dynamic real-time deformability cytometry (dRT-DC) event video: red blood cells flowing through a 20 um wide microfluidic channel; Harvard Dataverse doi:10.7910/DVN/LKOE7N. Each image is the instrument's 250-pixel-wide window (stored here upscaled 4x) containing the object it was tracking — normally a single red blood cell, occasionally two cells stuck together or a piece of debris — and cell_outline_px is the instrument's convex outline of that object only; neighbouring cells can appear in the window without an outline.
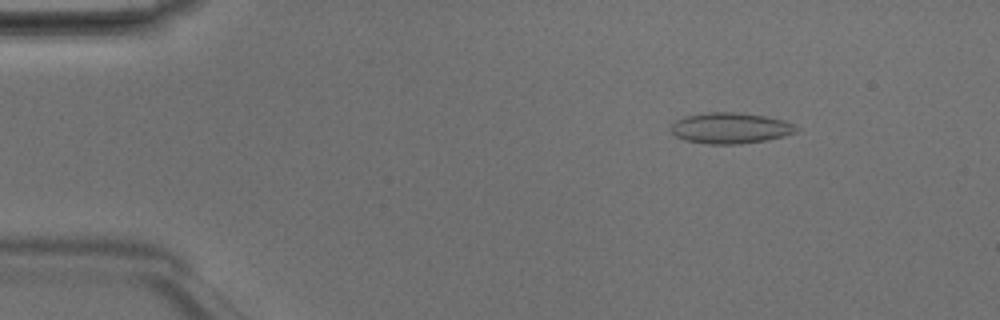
{"species": "Egyptian fruit bat (a non-hibernating species)", "species_latin": "Rousettus aegyptiacus", "temperature_condition": "room temperature", "stored_images_in_passage": 48, "camera_frame_rate_fps": 3000, "um_per_image_px": 0.085, "animal": {"sex": "male"}, "frame": {"image": 1, "passage_image": 7, "time_ms": 2.0, "image_size_px": [1000, 320], "cell_outline_px": [[800, 128], [796, 132], [784, 136], [768, 140], [740, 144], [708, 144], [684, 140], [676, 136], [668, 128], [676, 120], [684, 116], [708, 112], [736, 112], [764, 116], [784, 120]], "centroid_in_image_um": [62.07, 10.89], "position_along_channel_um": 22.9, "area_um2": 22.72}}
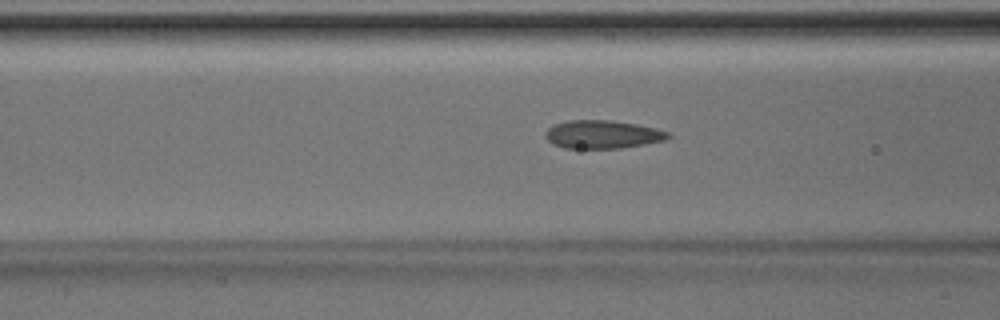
{"frame": {"image": 2, "passage_image": 19, "time_ms": 6.0, "image_size_px": [1000, 320], "cell_outline_px": [[672, 136], [664, 140], [644, 144], [620, 148], [564, 148], [552, 144], [544, 136], [544, 132], [552, 124], [568, 120], [612, 120], [636, 124], [656, 128], [668, 132]], "centroid_in_image_um": [51.17, 11.42], "position_along_channel_um": 115.4, "area_um2": 20.29}}
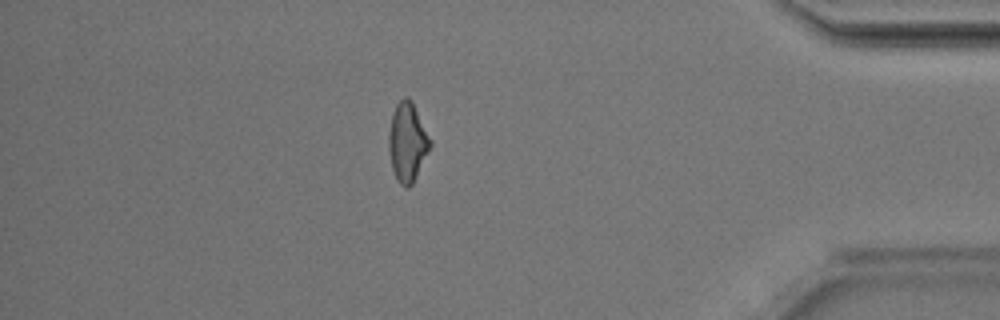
{"frame": {"image": 3, "passage_image": 42, "time_ms": 13.667, "image_size_px": [1000, 320], "cell_outline_px": [[432, 144], [412, 184], [408, 188], [404, 188], [396, 180], [392, 168], [388, 148], [388, 132], [392, 112], [396, 104], [404, 96], [408, 96], [412, 100], [432, 140]], "centroid_in_image_um": [34.62, 12.05], "position_along_channel_um": 400.6, "area_um2": 19.36}, "authors_computed_cell_mechanics": {"area_um2": 19.7387, "velocity_mm_per_s": 4.221, "shape_relaxation_time_tau1_ms": 8.0254, "shape_relaxation_time_tau2_ms": 1.3183, "deformation_change_tau1": 0.1557, "deformation_change_tau2": 0.0681}}